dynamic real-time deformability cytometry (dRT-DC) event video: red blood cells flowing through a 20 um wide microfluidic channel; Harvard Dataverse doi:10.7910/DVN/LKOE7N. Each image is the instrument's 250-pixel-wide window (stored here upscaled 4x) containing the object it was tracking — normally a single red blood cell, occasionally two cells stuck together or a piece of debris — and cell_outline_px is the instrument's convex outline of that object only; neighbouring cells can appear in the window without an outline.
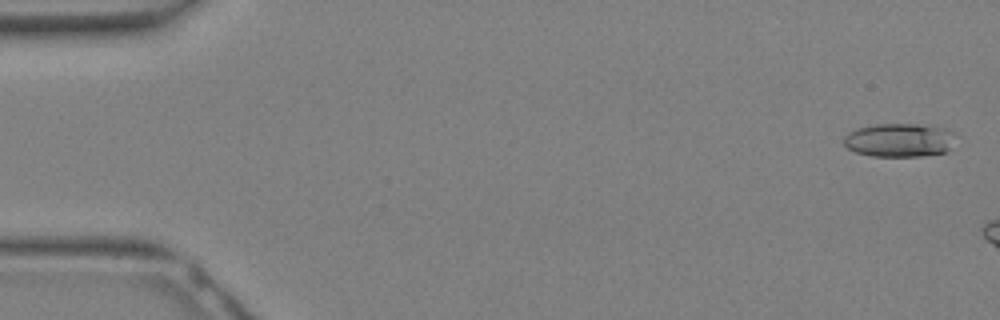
{"species": "Egyptian fruit bat (a non-hibernating species)", "species_latin": "Rousettus aegyptiacus", "temperature_condition": "warm", "stored_images_in_passage": 5, "camera_frame_rate_fps": 3000, "um_per_image_px": 0.085, "animal": {"sex": "female"}, "frame": {"image": 1, "passage_image": 1, "time_ms": 0.0, "image_size_px": [1000, 320], "cell_outline_px": [[952, 132], [948, 152], [920, 156], [872, 156], [856, 152], [848, 148], [844, 144], [844, 136], [848, 132], [856, 128], [876, 124], [916, 124], [944, 128]], "centroid_in_image_um": [76.37, 11.91], "position_along_channel_um": 8.6, "area_um2": 21.62}}